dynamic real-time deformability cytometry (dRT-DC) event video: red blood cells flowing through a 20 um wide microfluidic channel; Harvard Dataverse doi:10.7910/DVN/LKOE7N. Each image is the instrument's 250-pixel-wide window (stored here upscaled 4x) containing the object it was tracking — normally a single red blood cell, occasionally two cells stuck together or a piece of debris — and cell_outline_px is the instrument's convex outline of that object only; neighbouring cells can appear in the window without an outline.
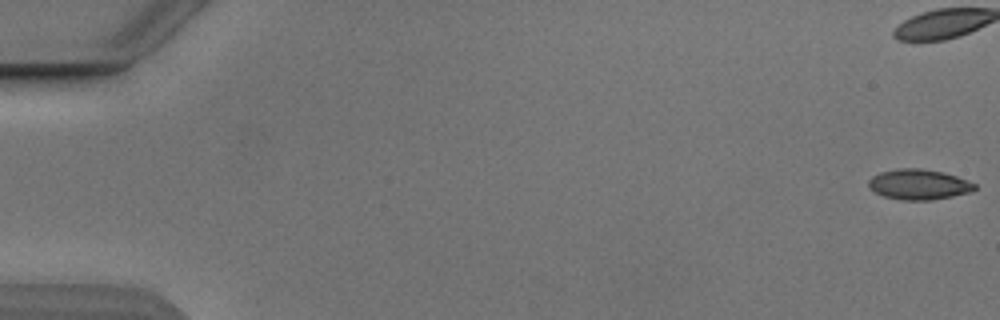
{"species": "Egyptian fruit bat (a non-hibernating species)", "species_latin": "Rousettus aegyptiacus", "temperature_condition": "cold", "stored_images_in_passage": 9, "camera_frame_rate_fps": 3000, "um_per_image_px": 0.085, "animal": {"sex": "male"}, "frame": {"image": 1, "passage_image": 1, "time_ms": 0.0, "image_size_px": [1000, 320], "cell_outline_px": [[976, 188], [972, 192], [932, 200], [900, 200], [884, 196], [876, 192], [868, 184], [868, 180], [872, 176], [880, 172], [900, 168], [920, 168], [944, 172], [956, 176], [976, 184]], "centroid_in_image_um": [78.11, 15.67], "position_along_channel_um": 6.9, "area_um2": 18.73}}